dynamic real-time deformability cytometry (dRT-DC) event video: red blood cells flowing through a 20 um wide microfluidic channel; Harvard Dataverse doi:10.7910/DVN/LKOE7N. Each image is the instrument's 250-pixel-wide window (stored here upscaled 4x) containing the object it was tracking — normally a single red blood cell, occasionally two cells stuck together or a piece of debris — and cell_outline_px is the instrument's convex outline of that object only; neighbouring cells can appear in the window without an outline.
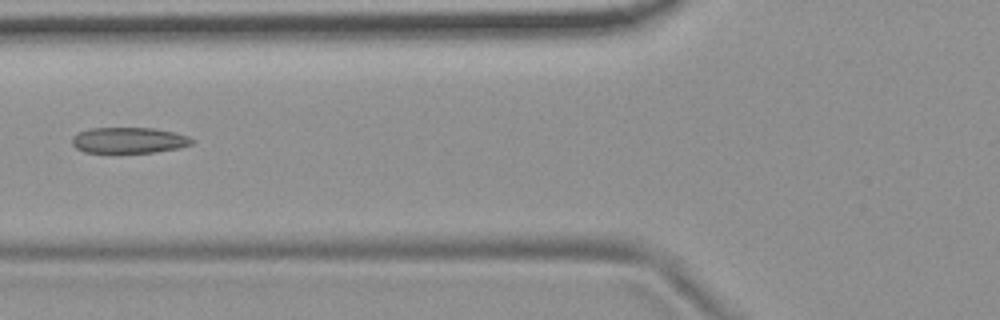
{"species": "common noctule bat (a hibernating species)", "species_latin": "Nyctalus noctula", "temperature_condition": "room temperature", "stored_images_in_passage": 6, "camera_frame_rate_fps": 3000, "um_per_image_px": 0.085, "animal": {"sex": "female", "body_mass_g": 19.9}, "frame": {"image": 1, "passage_image": 6, "time_ms": 6.0, "image_size_px": [1000, 320], "cell_outline_px": [[196, 140], [192, 144], [180, 148], [156, 152], [120, 156], [112, 156], [84, 152], [76, 148], [72, 144], [72, 136], [80, 132], [92, 128], [152, 128], [172, 132], [188, 136]], "centroid_in_image_um": [10.92, 11.99], "position_along_channel_um": 114.9, "area_um2": 19.13}}